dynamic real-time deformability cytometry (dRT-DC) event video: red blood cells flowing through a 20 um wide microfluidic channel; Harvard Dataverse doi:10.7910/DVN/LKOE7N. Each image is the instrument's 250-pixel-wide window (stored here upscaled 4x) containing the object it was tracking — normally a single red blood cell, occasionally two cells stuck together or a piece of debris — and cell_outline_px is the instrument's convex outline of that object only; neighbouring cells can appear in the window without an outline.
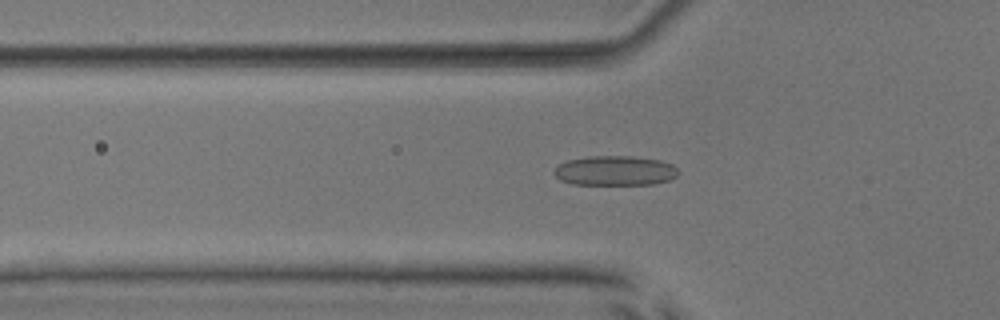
{"species": "common noctule bat (a hibernating species)", "species_latin": "Nyctalus noctula", "temperature_condition": "room temperature", "stored_images_in_passage": 52, "camera_frame_rate_fps": 3000, "um_per_image_px": 0.085, "animal": {"sex": "male", "body_mass_g": 17.9, "forearm_length_mm": 54.2}, "frame": {"image": 1, "passage_image": 18, "time_ms": 5.667, "image_size_px": [1000, 320], "cell_outline_px": [[680, 172], [676, 176], [668, 180], [652, 184], [572, 184], [560, 180], [552, 172], [560, 164], [568, 160], [588, 156], [632, 156], [660, 160], [672, 164]], "centroid_in_image_um": [52.27, 14.5], "position_along_channel_um": 73.5, "area_um2": 21.44}}
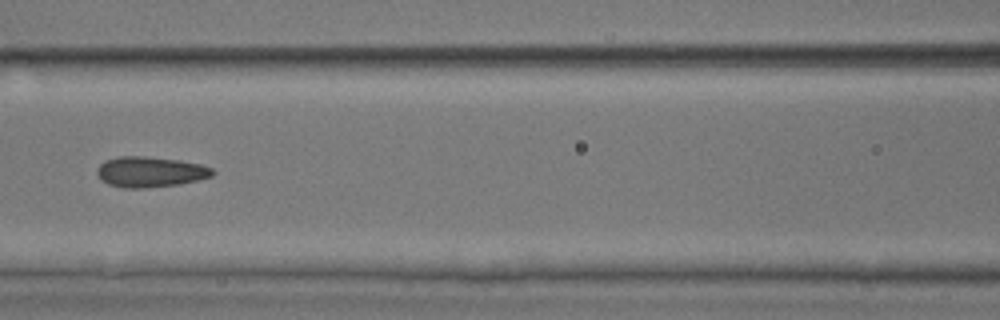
{"frame": {"image": 2, "passage_image": 24, "time_ms": 7.667, "image_size_px": [1000, 320], "cell_outline_px": [[216, 172], [212, 176], [180, 184], [144, 188], [124, 188], [108, 184], [100, 180], [96, 172], [100, 164], [104, 160], [120, 156], [144, 156], [180, 160], [200, 164], [212, 168]], "centroid_in_image_um": [12.75, 14.61], "position_along_channel_um": 153.9, "area_um2": 20.63}}
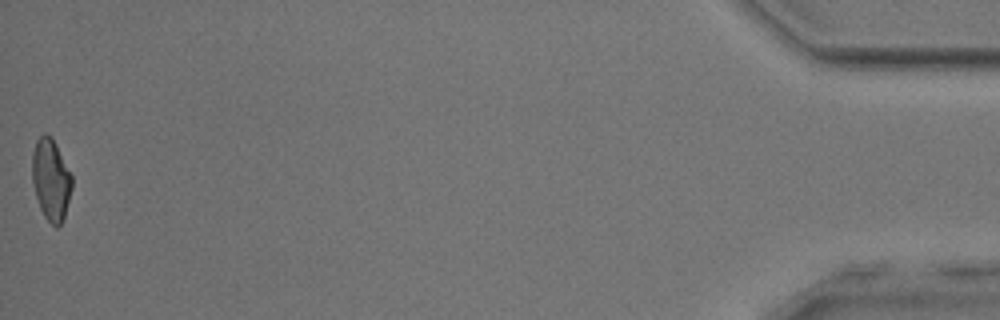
{"frame": {"image": 3, "passage_image": 52, "time_ms": 17.0, "image_size_px": [1000, 320], "cell_outline_px": [[72, 188], [64, 220], [56, 228], [44, 216], [40, 208], [36, 196], [32, 180], [32, 152], [36, 140], [44, 132], [52, 136], [72, 176]], "centroid_in_image_um": [4.33, 15.26], "position_along_channel_um": 430.9, "area_um2": 19.02}, "authors_computed_cell_mechanics": {"area_um2": 20.23, "velocity_mm_per_s": 3.9977, "shape_relaxation_time_tau1_ms": 4.6543, "shape_relaxation_time_tau2_ms": 1.5796, "deformation_change_tau1": 0.1177, "deformation_change_tau2": 0.082}}